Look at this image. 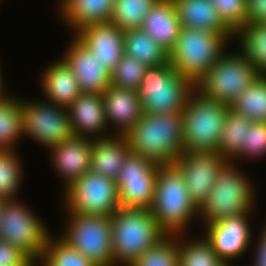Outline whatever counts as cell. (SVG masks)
Wrapping results in <instances>:
<instances>
[{"label": "cell", "mask_w": 266, "mask_h": 266, "mask_svg": "<svg viewBox=\"0 0 266 266\" xmlns=\"http://www.w3.org/2000/svg\"><path fill=\"white\" fill-rule=\"evenodd\" d=\"M126 137L131 152L159 165L174 164L183 152V113L143 112Z\"/></svg>", "instance_id": "6da1fadb"}, {"label": "cell", "mask_w": 266, "mask_h": 266, "mask_svg": "<svg viewBox=\"0 0 266 266\" xmlns=\"http://www.w3.org/2000/svg\"><path fill=\"white\" fill-rule=\"evenodd\" d=\"M151 211L167 235L186 234L193 218H198V207L190 198L181 171L174 164L159 166Z\"/></svg>", "instance_id": "7a4b0ae2"}, {"label": "cell", "mask_w": 266, "mask_h": 266, "mask_svg": "<svg viewBox=\"0 0 266 266\" xmlns=\"http://www.w3.org/2000/svg\"><path fill=\"white\" fill-rule=\"evenodd\" d=\"M233 37L234 33L182 27L169 52V62L177 73L196 85L227 51L226 46Z\"/></svg>", "instance_id": "3957f363"}, {"label": "cell", "mask_w": 266, "mask_h": 266, "mask_svg": "<svg viewBox=\"0 0 266 266\" xmlns=\"http://www.w3.org/2000/svg\"><path fill=\"white\" fill-rule=\"evenodd\" d=\"M112 250L116 266H128L167 234L151 209H122L111 216Z\"/></svg>", "instance_id": "277c9868"}, {"label": "cell", "mask_w": 266, "mask_h": 266, "mask_svg": "<svg viewBox=\"0 0 266 266\" xmlns=\"http://www.w3.org/2000/svg\"><path fill=\"white\" fill-rule=\"evenodd\" d=\"M236 162L227 161L218 173L208 198L198 208L205 226L218 220L251 213L255 209L254 186Z\"/></svg>", "instance_id": "5b68a950"}, {"label": "cell", "mask_w": 266, "mask_h": 266, "mask_svg": "<svg viewBox=\"0 0 266 266\" xmlns=\"http://www.w3.org/2000/svg\"><path fill=\"white\" fill-rule=\"evenodd\" d=\"M195 90V85L168 62L147 67L137 95L143 112L164 114L182 112Z\"/></svg>", "instance_id": "8992f818"}, {"label": "cell", "mask_w": 266, "mask_h": 266, "mask_svg": "<svg viewBox=\"0 0 266 266\" xmlns=\"http://www.w3.org/2000/svg\"><path fill=\"white\" fill-rule=\"evenodd\" d=\"M229 105L203 97L196 90L183 113V152L217 150Z\"/></svg>", "instance_id": "52a82bcc"}, {"label": "cell", "mask_w": 266, "mask_h": 266, "mask_svg": "<svg viewBox=\"0 0 266 266\" xmlns=\"http://www.w3.org/2000/svg\"><path fill=\"white\" fill-rule=\"evenodd\" d=\"M67 214L66 227L59 235L96 266H116L111 216Z\"/></svg>", "instance_id": "ba28073f"}, {"label": "cell", "mask_w": 266, "mask_h": 266, "mask_svg": "<svg viewBox=\"0 0 266 266\" xmlns=\"http://www.w3.org/2000/svg\"><path fill=\"white\" fill-rule=\"evenodd\" d=\"M259 76L252 64L239 51H225L208 74L195 85V89L207 99L230 106L239 93Z\"/></svg>", "instance_id": "9c48e42d"}, {"label": "cell", "mask_w": 266, "mask_h": 266, "mask_svg": "<svg viewBox=\"0 0 266 266\" xmlns=\"http://www.w3.org/2000/svg\"><path fill=\"white\" fill-rule=\"evenodd\" d=\"M63 192L66 213L112 216L120 209L116 181L92 171L83 174Z\"/></svg>", "instance_id": "30bf717a"}, {"label": "cell", "mask_w": 266, "mask_h": 266, "mask_svg": "<svg viewBox=\"0 0 266 266\" xmlns=\"http://www.w3.org/2000/svg\"><path fill=\"white\" fill-rule=\"evenodd\" d=\"M45 223L20 200L6 201L0 239L16 246L33 262L42 258L48 236Z\"/></svg>", "instance_id": "8fae6325"}, {"label": "cell", "mask_w": 266, "mask_h": 266, "mask_svg": "<svg viewBox=\"0 0 266 266\" xmlns=\"http://www.w3.org/2000/svg\"><path fill=\"white\" fill-rule=\"evenodd\" d=\"M159 164L129 152L115 179L122 209H151Z\"/></svg>", "instance_id": "7c38bea8"}, {"label": "cell", "mask_w": 266, "mask_h": 266, "mask_svg": "<svg viewBox=\"0 0 266 266\" xmlns=\"http://www.w3.org/2000/svg\"><path fill=\"white\" fill-rule=\"evenodd\" d=\"M22 100L23 135L47 149L73 136L68 108L49 101Z\"/></svg>", "instance_id": "4fadbf2b"}, {"label": "cell", "mask_w": 266, "mask_h": 266, "mask_svg": "<svg viewBox=\"0 0 266 266\" xmlns=\"http://www.w3.org/2000/svg\"><path fill=\"white\" fill-rule=\"evenodd\" d=\"M227 160L217 150H188L182 152L174 165L181 171L190 198L199 208Z\"/></svg>", "instance_id": "5bb4252c"}, {"label": "cell", "mask_w": 266, "mask_h": 266, "mask_svg": "<svg viewBox=\"0 0 266 266\" xmlns=\"http://www.w3.org/2000/svg\"><path fill=\"white\" fill-rule=\"evenodd\" d=\"M251 214L224 218L204 226L203 235L224 263L231 264V260L239 258L252 246Z\"/></svg>", "instance_id": "9a60e30c"}, {"label": "cell", "mask_w": 266, "mask_h": 266, "mask_svg": "<svg viewBox=\"0 0 266 266\" xmlns=\"http://www.w3.org/2000/svg\"><path fill=\"white\" fill-rule=\"evenodd\" d=\"M62 58L75 75L82 93L103 94L111 84V72L74 35Z\"/></svg>", "instance_id": "2e32d148"}, {"label": "cell", "mask_w": 266, "mask_h": 266, "mask_svg": "<svg viewBox=\"0 0 266 266\" xmlns=\"http://www.w3.org/2000/svg\"><path fill=\"white\" fill-rule=\"evenodd\" d=\"M92 138L75 136L55 145L50 161L55 172L62 178L64 190L83 174L90 171Z\"/></svg>", "instance_id": "e0dca14e"}, {"label": "cell", "mask_w": 266, "mask_h": 266, "mask_svg": "<svg viewBox=\"0 0 266 266\" xmlns=\"http://www.w3.org/2000/svg\"><path fill=\"white\" fill-rule=\"evenodd\" d=\"M102 96L108 128L116 127L113 135H127L143 115L137 90L110 84Z\"/></svg>", "instance_id": "ac0fdd59"}, {"label": "cell", "mask_w": 266, "mask_h": 266, "mask_svg": "<svg viewBox=\"0 0 266 266\" xmlns=\"http://www.w3.org/2000/svg\"><path fill=\"white\" fill-rule=\"evenodd\" d=\"M68 110L73 135L92 139L112 136L113 133L107 131L102 94L81 93Z\"/></svg>", "instance_id": "d6986e66"}, {"label": "cell", "mask_w": 266, "mask_h": 266, "mask_svg": "<svg viewBox=\"0 0 266 266\" xmlns=\"http://www.w3.org/2000/svg\"><path fill=\"white\" fill-rule=\"evenodd\" d=\"M111 72L124 55L122 31L111 23L94 24L74 35Z\"/></svg>", "instance_id": "ffe728a7"}, {"label": "cell", "mask_w": 266, "mask_h": 266, "mask_svg": "<svg viewBox=\"0 0 266 266\" xmlns=\"http://www.w3.org/2000/svg\"><path fill=\"white\" fill-rule=\"evenodd\" d=\"M59 14L75 35L94 24L110 23L115 0H60Z\"/></svg>", "instance_id": "44dd1931"}, {"label": "cell", "mask_w": 266, "mask_h": 266, "mask_svg": "<svg viewBox=\"0 0 266 266\" xmlns=\"http://www.w3.org/2000/svg\"><path fill=\"white\" fill-rule=\"evenodd\" d=\"M48 66L40 78L45 99L57 106L68 108L82 93L77 79L62 58Z\"/></svg>", "instance_id": "7402d4cb"}, {"label": "cell", "mask_w": 266, "mask_h": 266, "mask_svg": "<svg viewBox=\"0 0 266 266\" xmlns=\"http://www.w3.org/2000/svg\"><path fill=\"white\" fill-rule=\"evenodd\" d=\"M130 152L126 135H112L92 140L90 171L116 179Z\"/></svg>", "instance_id": "603a6c76"}, {"label": "cell", "mask_w": 266, "mask_h": 266, "mask_svg": "<svg viewBox=\"0 0 266 266\" xmlns=\"http://www.w3.org/2000/svg\"><path fill=\"white\" fill-rule=\"evenodd\" d=\"M181 28L174 0H158L141 27L168 52L174 48Z\"/></svg>", "instance_id": "cb8c5ba5"}, {"label": "cell", "mask_w": 266, "mask_h": 266, "mask_svg": "<svg viewBox=\"0 0 266 266\" xmlns=\"http://www.w3.org/2000/svg\"><path fill=\"white\" fill-rule=\"evenodd\" d=\"M181 26L215 33H233L221 20L211 0H174Z\"/></svg>", "instance_id": "d4e9b609"}, {"label": "cell", "mask_w": 266, "mask_h": 266, "mask_svg": "<svg viewBox=\"0 0 266 266\" xmlns=\"http://www.w3.org/2000/svg\"><path fill=\"white\" fill-rule=\"evenodd\" d=\"M123 44L124 54L147 66L169 62V52L141 28L124 31Z\"/></svg>", "instance_id": "484cf974"}, {"label": "cell", "mask_w": 266, "mask_h": 266, "mask_svg": "<svg viewBox=\"0 0 266 266\" xmlns=\"http://www.w3.org/2000/svg\"><path fill=\"white\" fill-rule=\"evenodd\" d=\"M233 38L240 40L239 52L260 75L266 76V24H246Z\"/></svg>", "instance_id": "4316f807"}, {"label": "cell", "mask_w": 266, "mask_h": 266, "mask_svg": "<svg viewBox=\"0 0 266 266\" xmlns=\"http://www.w3.org/2000/svg\"><path fill=\"white\" fill-rule=\"evenodd\" d=\"M14 97L0 100V149H16L24 136L22 99Z\"/></svg>", "instance_id": "83f0119b"}, {"label": "cell", "mask_w": 266, "mask_h": 266, "mask_svg": "<svg viewBox=\"0 0 266 266\" xmlns=\"http://www.w3.org/2000/svg\"><path fill=\"white\" fill-rule=\"evenodd\" d=\"M229 108L254 122H266V76L260 75L239 93Z\"/></svg>", "instance_id": "f1b7e54d"}, {"label": "cell", "mask_w": 266, "mask_h": 266, "mask_svg": "<svg viewBox=\"0 0 266 266\" xmlns=\"http://www.w3.org/2000/svg\"><path fill=\"white\" fill-rule=\"evenodd\" d=\"M252 121L245 116L228 110L218 145V151L227 161H231L242 149L245 142L246 130Z\"/></svg>", "instance_id": "f546056e"}, {"label": "cell", "mask_w": 266, "mask_h": 266, "mask_svg": "<svg viewBox=\"0 0 266 266\" xmlns=\"http://www.w3.org/2000/svg\"><path fill=\"white\" fill-rule=\"evenodd\" d=\"M184 235H179V266H221L224 263L204 235L197 239H186Z\"/></svg>", "instance_id": "4dcf8cb0"}, {"label": "cell", "mask_w": 266, "mask_h": 266, "mask_svg": "<svg viewBox=\"0 0 266 266\" xmlns=\"http://www.w3.org/2000/svg\"><path fill=\"white\" fill-rule=\"evenodd\" d=\"M39 263L42 266H96L60 235L55 239L51 234Z\"/></svg>", "instance_id": "1f68e13d"}, {"label": "cell", "mask_w": 266, "mask_h": 266, "mask_svg": "<svg viewBox=\"0 0 266 266\" xmlns=\"http://www.w3.org/2000/svg\"><path fill=\"white\" fill-rule=\"evenodd\" d=\"M15 149H0V198L18 200L23 180V168Z\"/></svg>", "instance_id": "d6a6232c"}, {"label": "cell", "mask_w": 266, "mask_h": 266, "mask_svg": "<svg viewBox=\"0 0 266 266\" xmlns=\"http://www.w3.org/2000/svg\"><path fill=\"white\" fill-rule=\"evenodd\" d=\"M158 0H115L111 24L122 31L139 29Z\"/></svg>", "instance_id": "836d02e7"}, {"label": "cell", "mask_w": 266, "mask_h": 266, "mask_svg": "<svg viewBox=\"0 0 266 266\" xmlns=\"http://www.w3.org/2000/svg\"><path fill=\"white\" fill-rule=\"evenodd\" d=\"M128 266H179V235H166Z\"/></svg>", "instance_id": "e575fe53"}, {"label": "cell", "mask_w": 266, "mask_h": 266, "mask_svg": "<svg viewBox=\"0 0 266 266\" xmlns=\"http://www.w3.org/2000/svg\"><path fill=\"white\" fill-rule=\"evenodd\" d=\"M147 67L136 58L124 54L111 71V84L137 90L142 83Z\"/></svg>", "instance_id": "d590c367"}, {"label": "cell", "mask_w": 266, "mask_h": 266, "mask_svg": "<svg viewBox=\"0 0 266 266\" xmlns=\"http://www.w3.org/2000/svg\"><path fill=\"white\" fill-rule=\"evenodd\" d=\"M266 156V122L252 121L251 127L246 130L245 142L243 149L231 160H257ZM239 158V159H238ZM241 158V159H240Z\"/></svg>", "instance_id": "8d00e7d4"}, {"label": "cell", "mask_w": 266, "mask_h": 266, "mask_svg": "<svg viewBox=\"0 0 266 266\" xmlns=\"http://www.w3.org/2000/svg\"><path fill=\"white\" fill-rule=\"evenodd\" d=\"M223 23L235 33L247 24L246 0H211Z\"/></svg>", "instance_id": "74e56055"}, {"label": "cell", "mask_w": 266, "mask_h": 266, "mask_svg": "<svg viewBox=\"0 0 266 266\" xmlns=\"http://www.w3.org/2000/svg\"><path fill=\"white\" fill-rule=\"evenodd\" d=\"M32 263L20 249L0 239V266H29Z\"/></svg>", "instance_id": "f35d334b"}, {"label": "cell", "mask_w": 266, "mask_h": 266, "mask_svg": "<svg viewBox=\"0 0 266 266\" xmlns=\"http://www.w3.org/2000/svg\"><path fill=\"white\" fill-rule=\"evenodd\" d=\"M247 24H266V0H246Z\"/></svg>", "instance_id": "ab89813d"}, {"label": "cell", "mask_w": 266, "mask_h": 266, "mask_svg": "<svg viewBox=\"0 0 266 266\" xmlns=\"http://www.w3.org/2000/svg\"><path fill=\"white\" fill-rule=\"evenodd\" d=\"M262 229L263 230L259 235L260 237L257 239L258 243L254 248L256 253L254 254L253 266H266V224Z\"/></svg>", "instance_id": "60d3db41"}, {"label": "cell", "mask_w": 266, "mask_h": 266, "mask_svg": "<svg viewBox=\"0 0 266 266\" xmlns=\"http://www.w3.org/2000/svg\"><path fill=\"white\" fill-rule=\"evenodd\" d=\"M1 64V63H0ZM2 71H1V66H0V100H2V99H4V98H6L8 95H9V93H8V91H7V93L5 92V86H4V83L5 82H3L4 80V76H2V73H1Z\"/></svg>", "instance_id": "b9f144b4"}, {"label": "cell", "mask_w": 266, "mask_h": 266, "mask_svg": "<svg viewBox=\"0 0 266 266\" xmlns=\"http://www.w3.org/2000/svg\"><path fill=\"white\" fill-rule=\"evenodd\" d=\"M6 201L5 199L3 198H0V227H1V220H2V217H3V214H4V206L6 204Z\"/></svg>", "instance_id": "7bdbcfd3"}, {"label": "cell", "mask_w": 266, "mask_h": 266, "mask_svg": "<svg viewBox=\"0 0 266 266\" xmlns=\"http://www.w3.org/2000/svg\"><path fill=\"white\" fill-rule=\"evenodd\" d=\"M38 264H39L40 266H42L39 262H33V263H32L31 265H29V266H39Z\"/></svg>", "instance_id": "ee69618b"}, {"label": "cell", "mask_w": 266, "mask_h": 266, "mask_svg": "<svg viewBox=\"0 0 266 266\" xmlns=\"http://www.w3.org/2000/svg\"><path fill=\"white\" fill-rule=\"evenodd\" d=\"M221 266H233L232 264L223 263Z\"/></svg>", "instance_id": "f6af8a7d"}]
</instances>
